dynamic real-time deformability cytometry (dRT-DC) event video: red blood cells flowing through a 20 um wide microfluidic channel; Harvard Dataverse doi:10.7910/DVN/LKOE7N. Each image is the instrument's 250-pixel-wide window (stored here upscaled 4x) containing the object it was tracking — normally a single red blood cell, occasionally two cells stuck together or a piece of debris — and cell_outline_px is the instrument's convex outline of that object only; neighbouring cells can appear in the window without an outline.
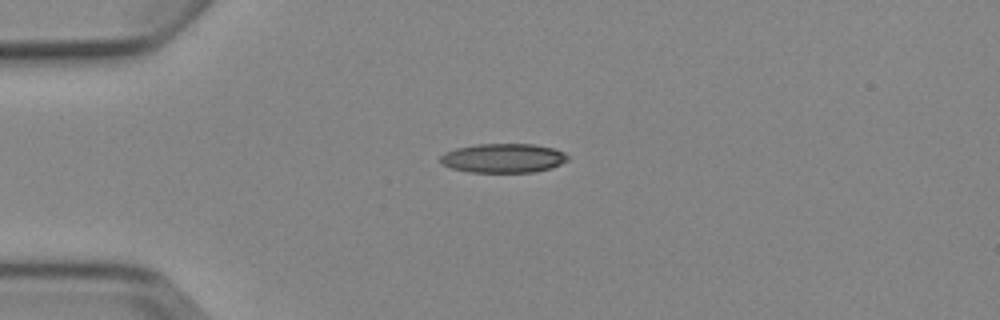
{"species": "Egyptian fruit bat (a non-hibernating species)", "species_latin": "Rousettus aegyptiacus", "temperature_condition": "cold", "stored_images_in_passage": 2, "camera_frame_rate_fps": 3000, "um_per_image_px": 0.085, "animal": {"sex": "female"}, "frame": {"image": 1, "passage_image": 1, "time_ms": 0.0, "image_size_px": [1000, 320], "cell_outline_px": [[568, 160], [552, 168], [532, 172], [468, 172], [452, 168], [440, 164], [440, 156], [444, 152], [456, 148], [476, 144], [532, 144], [556, 148], [564, 152], [568, 156]], "centroid_in_image_um": [42.77, 13.44], "position_along_channel_um": 42.2, "area_um2": 21.85}}